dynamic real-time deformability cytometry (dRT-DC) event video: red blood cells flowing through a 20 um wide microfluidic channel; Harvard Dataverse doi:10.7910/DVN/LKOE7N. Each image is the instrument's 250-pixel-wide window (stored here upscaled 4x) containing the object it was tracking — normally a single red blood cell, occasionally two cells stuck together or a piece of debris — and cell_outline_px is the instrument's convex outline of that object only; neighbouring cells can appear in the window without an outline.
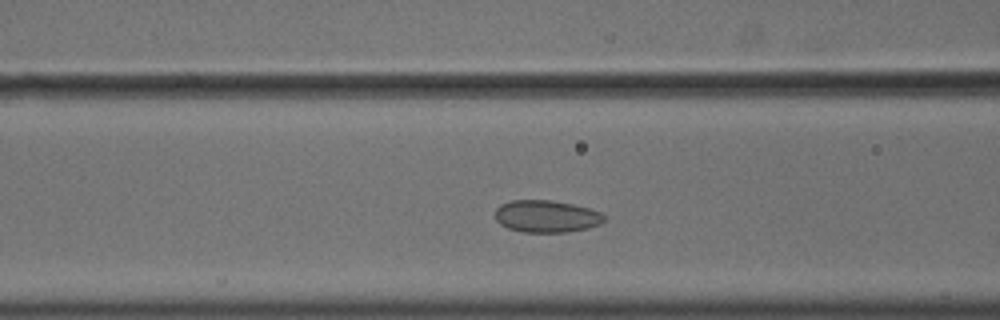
{"species": "common noctule bat (a hibernating species)", "species_latin": "Nyctalus noctula", "temperature_condition": "cold", "stored_images_in_passage": 46, "camera_frame_rate_fps": 3000, "um_per_image_px": 0.085, "animal": {"sex": "male", "body_mass_g": 18.8}, "frame": {"image": 1, "passage_image": 13, "time_ms": 4.0, "image_size_px": [1000, 320], "cell_outline_px": [[604, 220], [600, 224], [588, 228], [568, 232], [524, 232], [508, 228], [500, 224], [496, 220], [496, 208], [500, 204], [512, 200], [552, 200], [572, 204], [588, 208], [600, 212], [604, 216]], "centroid_in_image_um": [46.43, 18.38], "position_along_channel_um": 120.2, "area_um2": 20.4}}
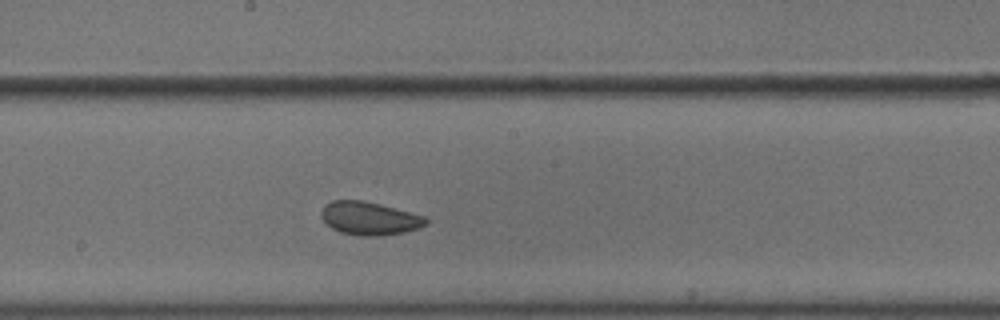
{"frame": {"image": 2, "passage_image": 21, "time_ms": 6.667, "image_size_px": [1000, 320], "cell_outline_px": [[428, 224], [420, 228], [404, 232], [380, 236], [360, 236], [340, 232], [332, 228], [320, 216], [320, 212], [324, 204], [332, 200], [364, 200], [396, 208], [424, 216], [428, 220]], "centroid_in_image_um": [31.4, 18.56], "position_along_channel_um": 216.8, "area_um2": 20.4}}
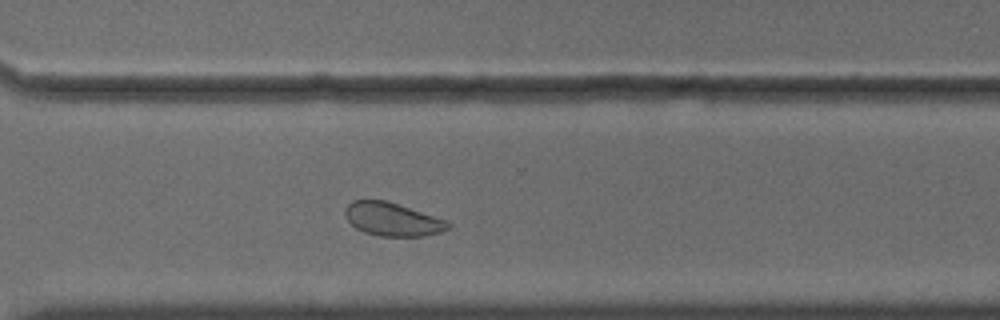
{"frame": {"image": 3, "passage_image": 31, "time_ms": 10.0, "image_size_px": [1000, 320], "cell_outline_px": [[452, 228], [440, 232], [424, 236], [380, 236], [364, 232], [356, 228], [348, 220], [344, 212], [344, 208], [352, 200], [384, 200], [448, 220], [452, 224]], "centroid_in_image_um": [33.38, 18.64], "position_along_channel_um": 337.2, "area_um2": 20.0}}